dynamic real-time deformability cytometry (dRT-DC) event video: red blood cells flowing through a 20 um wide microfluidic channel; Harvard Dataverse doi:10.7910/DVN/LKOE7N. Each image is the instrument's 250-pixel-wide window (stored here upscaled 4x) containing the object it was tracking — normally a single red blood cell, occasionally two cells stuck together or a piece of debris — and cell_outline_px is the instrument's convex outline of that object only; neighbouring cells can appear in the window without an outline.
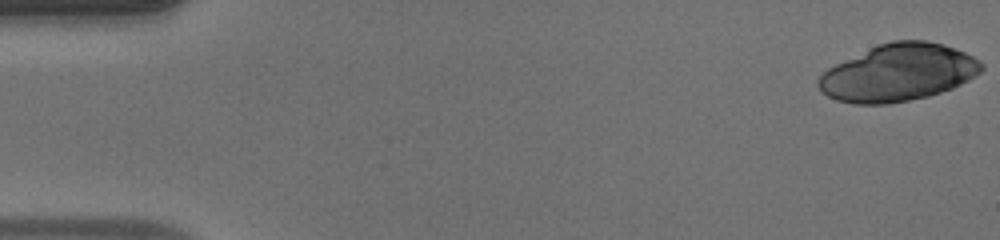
{"species": "human", "species_latin": "Homo sapiens", "temperature_condition": "warm", "stored_images_in_passage": 49, "camera_frame_rate_fps": 3000, "um_per_image_px": 0.085, "donor": {"sex": "male"}, "frame": {"image": 1, "passage_image": 1, "time_ms": 0.0, "image_size_px": [1000, 240], "cell_outline_px": [[984, 68], [980, 72], [968, 80], [952, 88], [928, 96], [888, 104], [856, 104], [836, 100], [820, 92], [816, 84], [816, 80], [828, 68], [876, 44], [892, 40], [928, 40], [944, 44], [964, 52], [980, 60], [984, 64]], "centroid_in_image_um": [76.33, 6.17], "position_along_channel_um": 8.7, "area_um2": 54.45}}